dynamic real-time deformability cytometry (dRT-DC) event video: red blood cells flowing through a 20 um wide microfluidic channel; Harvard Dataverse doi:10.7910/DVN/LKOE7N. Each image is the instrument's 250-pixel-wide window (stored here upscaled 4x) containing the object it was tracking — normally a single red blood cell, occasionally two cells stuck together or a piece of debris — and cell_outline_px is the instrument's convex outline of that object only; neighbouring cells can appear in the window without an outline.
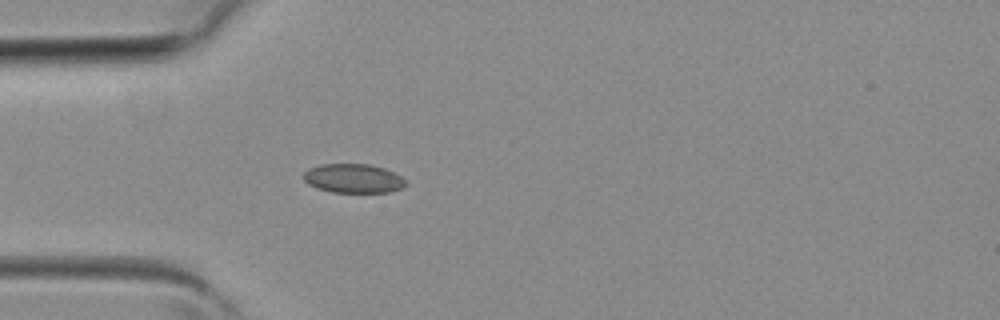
{"species": "common noctule bat (a hibernating species)", "species_latin": "Nyctalus noctula", "temperature_condition": "room temperature", "stored_images_in_passage": 2, "camera_frame_rate_fps": 3000, "um_per_image_px": 0.085, "animal": {"sex": "female", "body_mass_g": 19.3, "forearm_length_mm": 54.1}, "frame": {"image": 1, "passage_image": 2, "time_ms": 0.333, "image_size_px": [1000, 320], "cell_outline_px": [[408, 184], [404, 188], [388, 192], [332, 192], [316, 188], [308, 184], [304, 180], [304, 172], [308, 168], [320, 164], [368, 164], [384, 168], [408, 180]], "centroid_in_image_um": [30.05, 15.17], "position_along_channel_um": 54.9, "area_um2": 17.46}}